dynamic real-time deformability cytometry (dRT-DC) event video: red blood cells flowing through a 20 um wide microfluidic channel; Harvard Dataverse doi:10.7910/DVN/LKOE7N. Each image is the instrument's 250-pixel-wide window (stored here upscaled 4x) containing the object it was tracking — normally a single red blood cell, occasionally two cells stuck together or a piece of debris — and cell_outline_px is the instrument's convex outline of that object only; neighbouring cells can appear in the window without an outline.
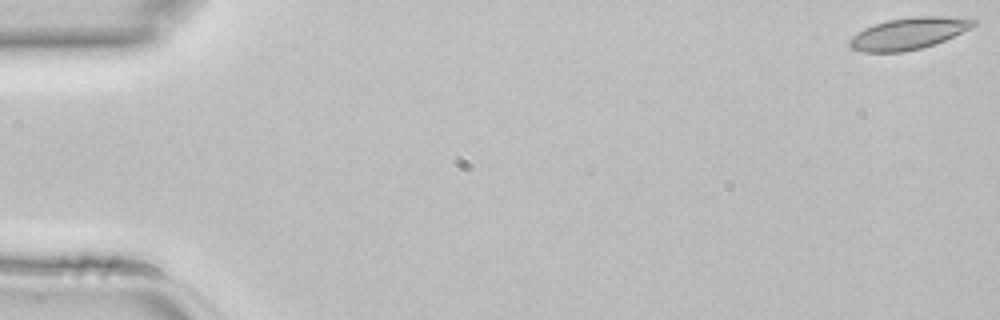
{"species": "common noctule bat (a hibernating species)", "species_latin": "Nyctalus noctula", "temperature_condition": "room temperature", "stored_images_in_passage": 46, "camera_frame_rate_fps": 3000, "um_per_image_px": 0.085, "animal": {"sex": "female", "body_mass_g": 22.7, "forearm_length_mm": 54.2}, "frame": {"image": 1, "passage_image": 1, "time_ms": 0.0, "image_size_px": [1000, 320], "cell_outline_px": [[976, 24], [944, 40], [920, 48], [900, 52], [864, 52], [852, 48], [848, 44], [848, 40], [852, 36], [864, 28], [888, 20], [912, 16], [944, 16], [976, 20]], "centroid_in_image_um": [77.17, 2.84], "position_along_channel_um": 7.8, "area_um2": 22.43}}
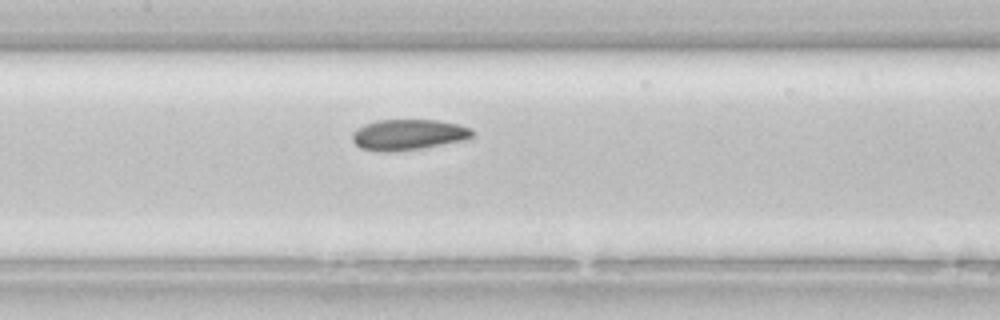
{"frame": {"image": 2, "passage_image": 22, "time_ms": 7.0, "image_size_px": [1000, 320], "cell_outline_px": [[472, 136], [468, 140], [420, 148], [392, 152], [380, 152], [360, 148], [352, 140], [352, 132], [356, 128], [364, 124], [376, 120], [436, 120], [460, 124], [472, 128]], "centroid_in_image_um": [34.69, 11.44], "position_along_channel_um": 172.7, "area_um2": 21.73}}
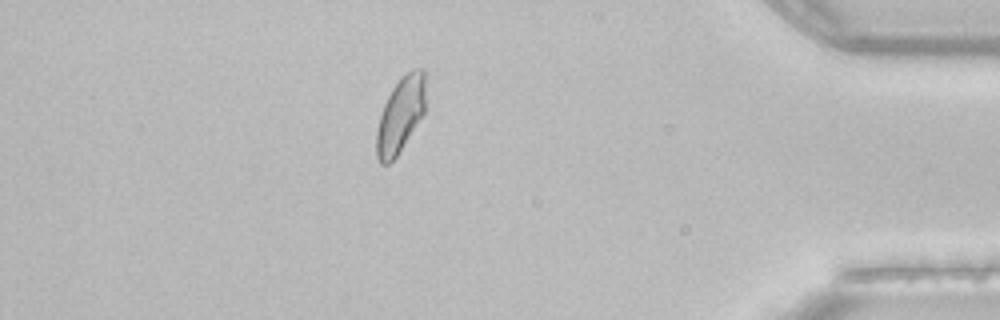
{"frame": {"image": 3, "passage_image": 40, "time_ms": 13.0, "image_size_px": [1000, 320], "cell_outline_px": [[424, 112], [396, 156], [388, 164], [380, 164], [376, 160], [376, 132], [380, 116], [384, 104], [392, 88], [400, 76], [404, 72], [412, 68], [424, 68]], "centroid_in_image_um": [34.01, 9.73], "position_along_channel_um": 401.2, "area_um2": 21.39}}